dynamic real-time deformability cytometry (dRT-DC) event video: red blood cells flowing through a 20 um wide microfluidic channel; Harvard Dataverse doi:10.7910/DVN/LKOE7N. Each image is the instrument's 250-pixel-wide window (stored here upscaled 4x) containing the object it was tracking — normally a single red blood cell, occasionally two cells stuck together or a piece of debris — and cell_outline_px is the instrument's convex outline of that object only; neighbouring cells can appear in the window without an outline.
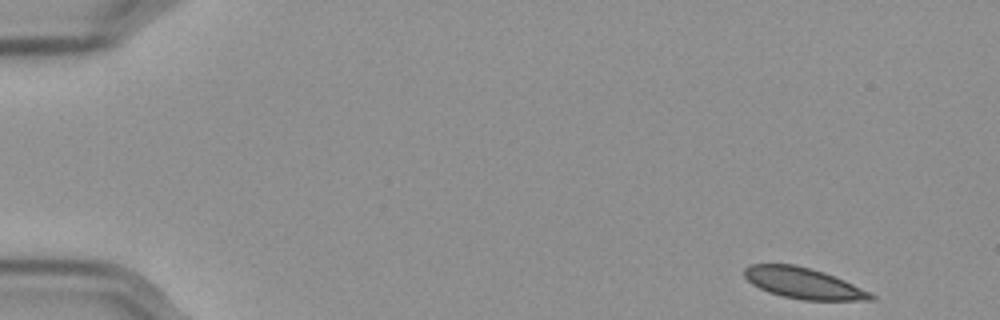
{"species": "Egyptian fruit bat (a non-hibernating species)", "species_latin": "Rousettus aegyptiacus", "temperature_condition": "cold", "stored_images_in_passage": 54, "camera_frame_rate_fps": 3000, "um_per_image_px": 0.085, "frame": {"image": 1, "passage_image": 1, "time_ms": 0.0, "image_size_px": [1000, 320], "cell_outline_px": [[876, 300], [804, 300], [784, 296], [768, 292], [752, 284], [744, 276], [744, 268], [748, 264], [796, 264], [812, 268], [824, 272], [844, 280], [876, 296]], "centroid_in_image_um": [68.26, 24.06], "position_along_channel_um": 16.7, "area_um2": 22.72}}
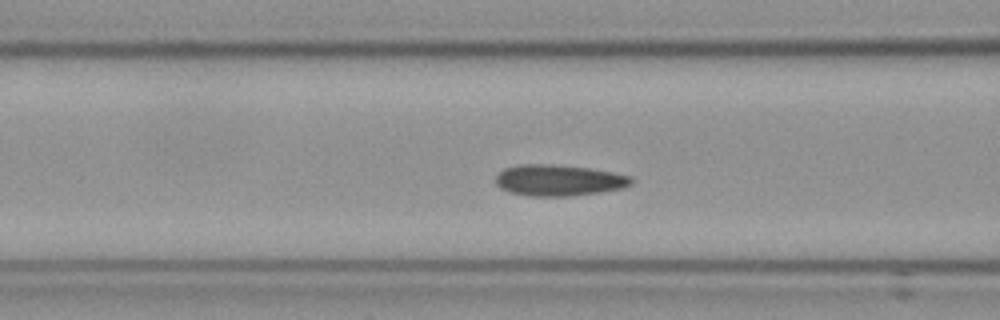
{"frame": {"image": 2, "passage_image": 20, "time_ms": 6.333, "image_size_px": [1000, 320], "cell_outline_px": [[636, 180], [632, 184], [624, 188], [600, 192], [568, 196], [528, 196], [508, 192], [500, 188], [496, 184], [496, 176], [504, 168], [520, 164], [552, 164], [588, 168], [612, 172], [632, 176]], "centroid_in_image_um": [47.51, 15.32], "position_along_channel_um": 119.1, "area_um2": 24.85}}
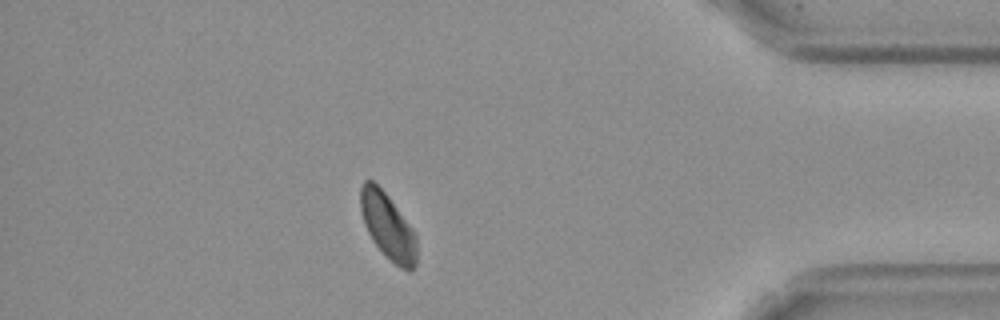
{"frame": {"image": 3, "passage_image": 47, "time_ms": 15.333, "image_size_px": [1000, 320], "cell_outline_px": [[416, 264], [412, 272], [408, 272], [400, 268], [372, 240], [364, 224], [360, 208], [360, 188], [364, 180], [372, 180], [388, 196], [416, 232]], "centroid_in_image_um": [32.98, 19.23], "position_along_channel_um": 402.2, "area_um2": 21.5}, "authors_computed_cell_mechanics": {"area_um2": 23.7558, "velocity_mm_per_s": 3.5318, "shape_relaxation_time_tau1_ms": 10.0559, "shape_relaxation_time_tau2_ms": null, "deformation_change_tau1": 0.109, "deformation_change_tau2": null}}